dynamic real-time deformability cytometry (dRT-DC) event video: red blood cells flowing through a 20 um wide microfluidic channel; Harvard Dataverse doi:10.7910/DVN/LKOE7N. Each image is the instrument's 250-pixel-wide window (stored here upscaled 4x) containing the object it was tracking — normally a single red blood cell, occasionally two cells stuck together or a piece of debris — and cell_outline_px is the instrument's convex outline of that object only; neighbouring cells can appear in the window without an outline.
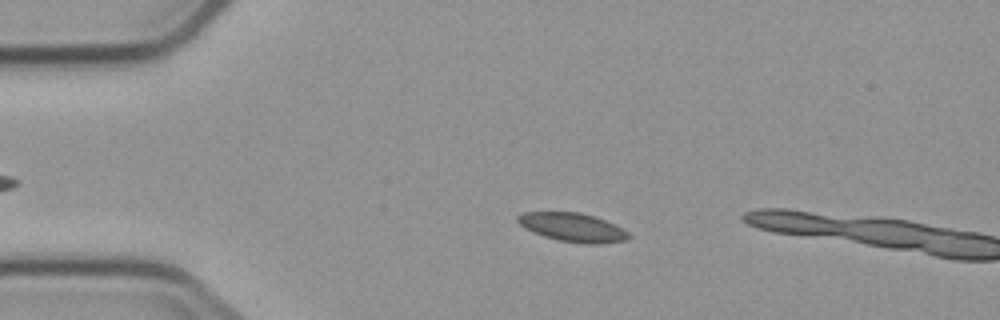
{"species": "common noctule bat (a hibernating species)", "species_latin": "Nyctalus noctula", "temperature_condition": "cold", "stored_images_in_passage": 4, "camera_frame_rate_fps": 3000, "um_per_image_px": 0.085, "animal": {"sex": "male", "body_mass_g": 23.1, "forearm_length_mm": 52.7}, "frame": {"image": 1, "passage_image": 3, "time_ms": 2.333, "image_size_px": [1000, 320], "cell_outline_px": [[632, 236], [628, 240], [600, 244], [584, 244], [556, 240], [532, 232], [524, 228], [516, 220], [516, 216], [524, 212], [580, 212], [604, 220], [628, 232]], "centroid_in_image_um": [48.65, 19.34], "position_along_channel_um": 36.3, "area_um2": 18.61}}